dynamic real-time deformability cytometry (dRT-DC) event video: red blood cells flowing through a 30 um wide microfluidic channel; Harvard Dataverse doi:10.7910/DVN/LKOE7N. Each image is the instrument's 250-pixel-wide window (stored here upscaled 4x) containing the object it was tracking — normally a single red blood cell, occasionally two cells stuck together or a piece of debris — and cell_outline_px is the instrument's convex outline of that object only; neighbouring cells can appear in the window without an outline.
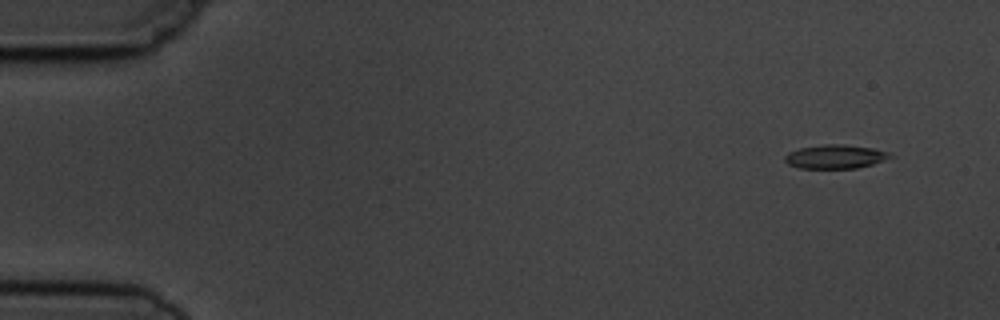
{"species": "common noctule bat (a hibernating species)", "species_latin": "Nyctalus noctula", "temperature_condition": "cold", "stored_images_in_passage": 5, "camera_frame_rate_fps": 3000, "um_per_image_px": 0.085, "animal": {"sex": "male", "body_mass_g": 19.5, "forearm_length_mm": 54.6}, "frame": {"image": 1, "passage_image": 1, "time_ms": 0.0, "image_size_px": [1000, 320], "cell_outline_px": [[896, 156], [872, 164], [856, 168], [800, 168], [788, 164], [784, 160], [784, 156], [788, 152], [800, 148], [824, 144], [844, 144], [872, 148], [888, 152]], "centroid_in_image_um": [71.0, 13.31], "position_along_channel_um": 14.0, "area_um2": 14.62}}
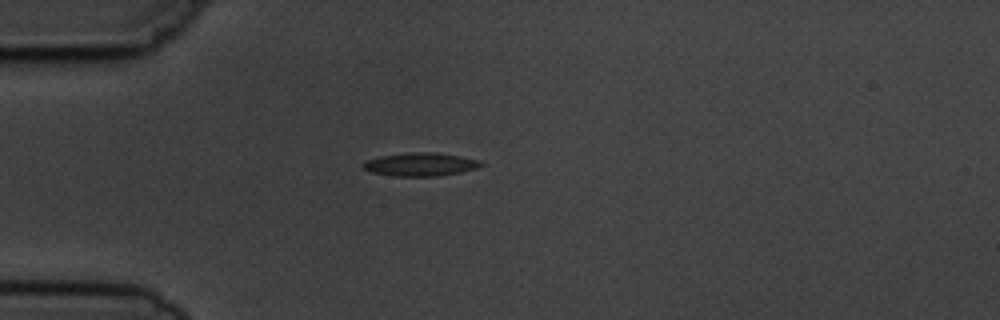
{"frame": {"image": 2, "passage_image": 4, "time_ms": 3.667, "image_size_px": [1000, 320], "cell_outline_px": [[484, 164], [476, 168], [460, 172], [440, 176], [392, 176], [368, 172], [360, 164], [364, 160], [380, 156], [408, 152], [436, 152], [460, 156], [480, 160]], "centroid_in_image_um": [35.68, 13.97], "position_along_channel_um": 49.3, "area_um2": 16.24}}